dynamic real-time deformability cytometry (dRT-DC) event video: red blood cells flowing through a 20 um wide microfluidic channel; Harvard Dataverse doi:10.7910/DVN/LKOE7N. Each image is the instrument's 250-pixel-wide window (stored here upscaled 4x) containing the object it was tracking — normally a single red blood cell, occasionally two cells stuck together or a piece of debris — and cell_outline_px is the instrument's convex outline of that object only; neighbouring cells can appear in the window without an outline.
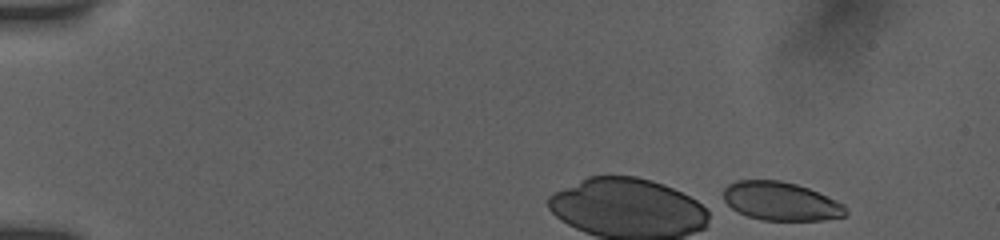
{"species": "human", "species_latin": "Homo sapiens", "temperature_condition": "room temperature", "stored_images_in_passage": 49, "camera_frame_rate_fps": 3000, "um_per_image_px": 0.085, "donor": {"sex": "female"}, "frame": {"image": 1, "passage_image": 1, "time_ms": 0.0, "image_size_px": [1000, 240], "cell_outline_px": [[848, 212], [844, 216], [824, 220], [764, 220], [748, 216], [724, 204], [724, 188], [728, 184], [736, 180], [780, 180], [796, 184], [808, 188], [836, 200], [844, 204], [848, 208]], "centroid_in_image_um": [66.37, 17.1], "position_along_channel_um": 18.6, "area_um2": 27.51}}
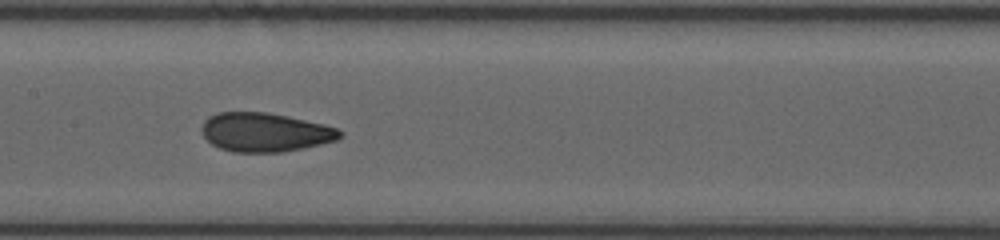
{"frame": {"image": 2, "passage_image": 24, "time_ms": 7.667, "image_size_px": [1000, 240], "cell_outline_px": [[340, 136], [336, 140], [304, 148], [280, 152], [232, 152], [220, 148], [212, 144], [204, 136], [200, 128], [204, 120], [208, 116], [216, 112], [264, 112], [324, 124], [336, 128], [340, 132]], "centroid_in_image_um": [22.46, 11.24], "position_along_channel_um": 184.9, "area_um2": 31.1}}
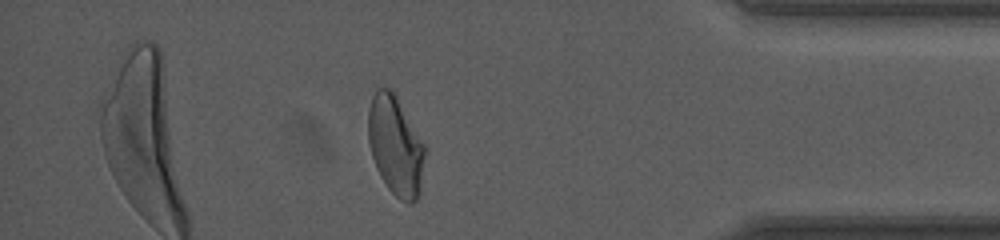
{"frame": {"image": 3, "passage_image": 43, "time_ms": 14.0, "image_size_px": [1000, 240], "cell_outline_px": [[424, 152], [420, 192], [416, 200], [412, 204], [408, 204], [400, 200], [388, 188], [380, 176], [376, 168], [372, 156], [368, 140], [368, 108], [372, 96], [380, 88], [388, 88], [392, 92], [424, 144]], "centroid_in_image_um": [33.59, 12.44], "position_along_channel_um": 401.6, "area_um2": 32.08}, "authors_computed_cell_mechanics": {"area_um2": 31.212, "velocity_mm_per_s": 3.8759, "shape_relaxation_time_tau1_ms": 6.2183, "shape_relaxation_time_tau2_ms": 0.9485, "deformation_change_tau1": 0.1675, "deformation_change_tau2": 0.0763}}